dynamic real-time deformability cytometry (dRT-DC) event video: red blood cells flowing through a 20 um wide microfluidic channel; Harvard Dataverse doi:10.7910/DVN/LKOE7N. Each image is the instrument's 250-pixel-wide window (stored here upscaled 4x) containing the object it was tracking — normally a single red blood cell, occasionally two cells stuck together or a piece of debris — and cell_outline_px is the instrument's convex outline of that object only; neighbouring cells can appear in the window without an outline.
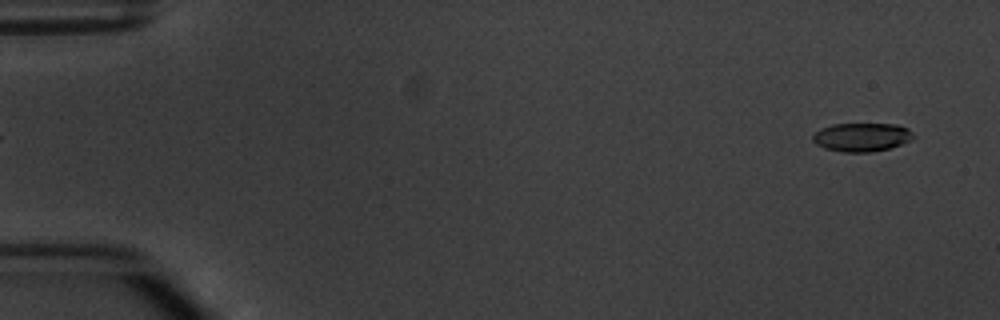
{"species": "common noctule bat (a hibernating species)", "species_latin": "Nyctalus noctula", "temperature_condition": "warm", "stored_images_in_passage": 6, "segment_of_instrument_passage": [2, 2], "camera_frame_rate_fps": 3000, "um_per_image_px": 0.085, "animal": {"sex": "male", "body_mass_g": 20.1, "forearm_length_mm": 53.5}, "frame": {"image": 1, "passage_image": 6, "time_ms": 6.0, "image_size_px": [1000, 320], "cell_outline_px": [[916, 136], [912, 140], [888, 148], [872, 152], [844, 152], [824, 148], [816, 144], [812, 140], [812, 136], [820, 128], [832, 124], [896, 124], [908, 128]], "centroid_in_image_um": [73.25, 11.65], "position_along_channel_um": 11.8, "area_um2": 16.82}}